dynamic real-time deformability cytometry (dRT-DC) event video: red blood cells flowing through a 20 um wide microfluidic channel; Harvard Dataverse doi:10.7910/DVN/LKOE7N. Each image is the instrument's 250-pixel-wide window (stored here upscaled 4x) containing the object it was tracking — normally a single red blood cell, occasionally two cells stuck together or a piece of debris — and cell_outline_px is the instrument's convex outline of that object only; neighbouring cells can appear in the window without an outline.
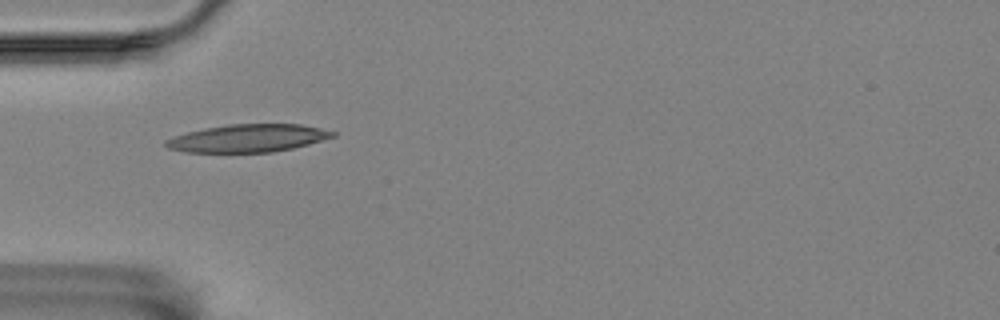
{"species": "Egyptian fruit bat (a non-hibernating species)", "species_latin": "Rousettus aegyptiacus", "temperature_condition": "room temperature", "stored_images_in_passage": 4, "camera_frame_rate_fps": 3000, "um_per_image_px": 0.085, "animal": {"sex": "female"}, "frame": {"image": 1, "passage_image": 1, "time_ms": 0.0, "image_size_px": [1000, 320], "cell_outline_px": [[336, 136], [308, 144], [292, 148], [272, 152], [184, 152], [168, 148], [164, 144], [164, 140], [188, 132], [204, 128], [228, 124], [300, 124], [320, 128], [336, 132]], "centroid_in_image_um": [21.07, 11.74], "position_along_channel_um": 63.9, "area_um2": 26.88}}
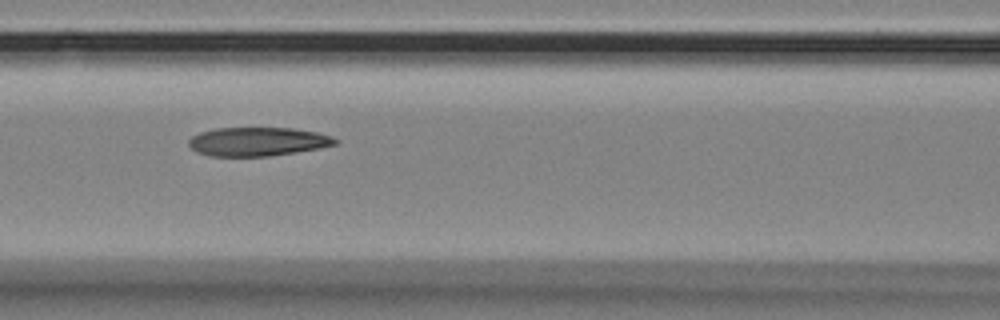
{"frame": {"image": 2, "passage_image": 3, "time_ms": 2.333, "image_size_px": [1000, 320], "cell_outline_px": [[340, 140], [336, 144], [320, 148], [268, 156], [208, 156], [196, 152], [188, 144], [188, 140], [192, 136], [200, 132], [216, 128], [292, 128], [316, 132], [332, 136]], "centroid_in_image_um": [21.89, 12.03], "position_along_channel_um": 144.7, "area_um2": 24.57}}
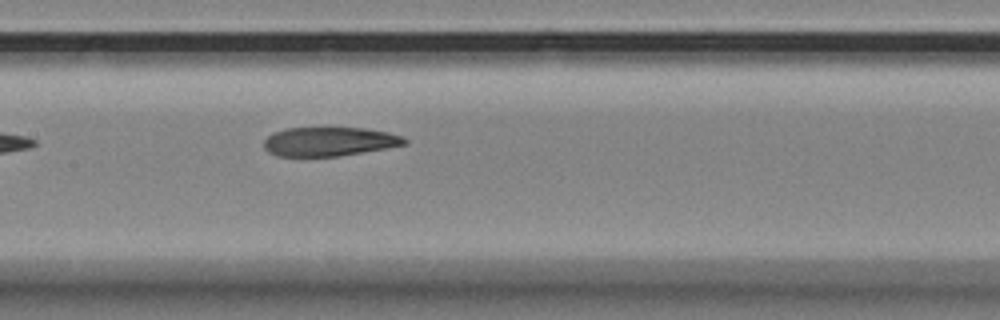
{"frame": {"image": 3, "passage_image": 4, "time_ms": 3.333, "image_size_px": [1000, 320], "cell_outline_px": [[408, 144], [388, 148], [340, 156], [276, 156], [268, 152], [264, 148], [264, 140], [272, 132], [284, 128], [364, 128], [388, 132], [404, 136], [408, 140]], "centroid_in_image_um": [28.01, 12.03], "position_along_channel_um": 179.4, "area_um2": 24.04}}